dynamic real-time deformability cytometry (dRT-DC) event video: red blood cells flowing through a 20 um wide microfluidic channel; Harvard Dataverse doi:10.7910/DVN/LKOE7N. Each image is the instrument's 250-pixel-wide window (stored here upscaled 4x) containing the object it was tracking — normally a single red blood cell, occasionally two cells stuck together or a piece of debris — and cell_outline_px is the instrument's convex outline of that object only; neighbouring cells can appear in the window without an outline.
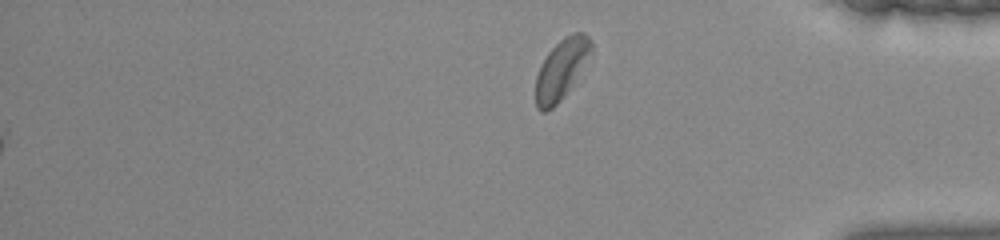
{"species": "common noctule bat (a hibernating species)", "species_latin": "Nyctalus noctula", "temperature_condition": "warm", "stored_images_in_passage": 34, "segment_of_instrument_passage": [2, 2], "camera_frame_rate_fps": 3000, "um_per_image_px": 0.085, "animal": {"sex": "female", "body_mass_g": 22.0, "forearm_length_mm": 56.7}, "frame": {"image": 1, "passage_image": 34, "time_ms": 11.0, "image_size_px": [1000, 240], "cell_outline_px": [[592, 48], [568, 88], [560, 100], [552, 108], [544, 112], [540, 112], [536, 108], [536, 76], [548, 52], [564, 36], [572, 32], [584, 32], [592, 40]], "centroid_in_image_um": [47.67, 5.86], "position_along_channel_um": 387.5, "area_um2": 18.55}}